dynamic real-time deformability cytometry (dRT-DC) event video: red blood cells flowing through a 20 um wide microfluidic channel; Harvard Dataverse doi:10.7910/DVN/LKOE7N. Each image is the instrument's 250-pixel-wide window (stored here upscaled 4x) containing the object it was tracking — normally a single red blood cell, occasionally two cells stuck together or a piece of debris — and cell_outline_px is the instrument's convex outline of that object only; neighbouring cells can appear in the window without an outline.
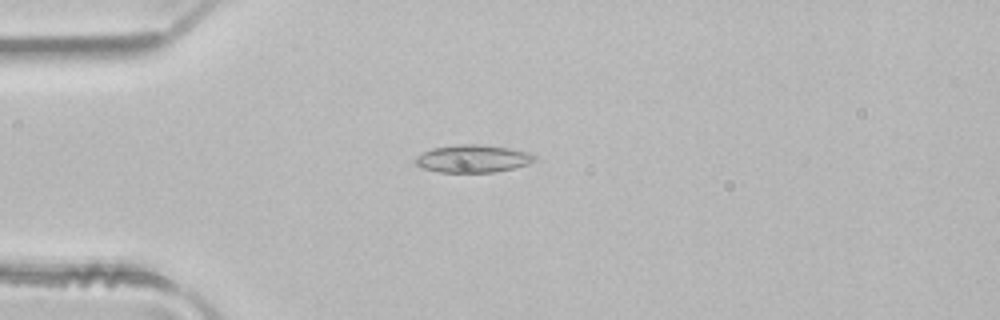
{"species": "common noctule bat (a hibernating species)", "species_latin": "Nyctalus noctula", "temperature_condition": "room temperature", "stored_images_in_passage": 2, "camera_frame_rate_fps": 3000, "um_per_image_px": 0.085, "animal": {"sex": "male", "body_mass_g": 21.5, "forearm_length_mm": 52.0}, "frame": {"image": 1, "passage_image": 2, "time_ms": 0.333, "image_size_px": [1000, 320], "cell_outline_px": [[536, 160], [528, 164], [496, 172], [436, 172], [424, 168], [416, 164], [416, 156], [432, 148], [456, 144], [480, 144], [508, 148], [532, 152], [536, 156]], "centroid_in_image_um": [40.22, 13.48], "position_along_channel_um": 44.8, "area_um2": 19.25}}